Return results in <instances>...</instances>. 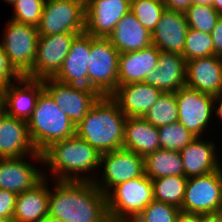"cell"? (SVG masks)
<instances>
[{
	"instance_id": "cell-14",
	"label": "cell",
	"mask_w": 222,
	"mask_h": 222,
	"mask_svg": "<svg viewBox=\"0 0 222 222\" xmlns=\"http://www.w3.org/2000/svg\"><path fill=\"white\" fill-rule=\"evenodd\" d=\"M78 34L81 33L39 36L35 62L25 76L33 79L53 78L61 69L72 41Z\"/></svg>"
},
{
	"instance_id": "cell-47",
	"label": "cell",
	"mask_w": 222,
	"mask_h": 222,
	"mask_svg": "<svg viewBox=\"0 0 222 222\" xmlns=\"http://www.w3.org/2000/svg\"><path fill=\"white\" fill-rule=\"evenodd\" d=\"M6 116H7V115H6L5 110L1 107V108H0V126H1V123H2L3 119H4Z\"/></svg>"
},
{
	"instance_id": "cell-29",
	"label": "cell",
	"mask_w": 222,
	"mask_h": 222,
	"mask_svg": "<svg viewBox=\"0 0 222 222\" xmlns=\"http://www.w3.org/2000/svg\"><path fill=\"white\" fill-rule=\"evenodd\" d=\"M188 178L167 176L152 180L154 200L174 205L181 209Z\"/></svg>"
},
{
	"instance_id": "cell-43",
	"label": "cell",
	"mask_w": 222,
	"mask_h": 222,
	"mask_svg": "<svg viewBox=\"0 0 222 222\" xmlns=\"http://www.w3.org/2000/svg\"><path fill=\"white\" fill-rule=\"evenodd\" d=\"M200 222H222V211L211 214H200Z\"/></svg>"
},
{
	"instance_id": "cell-17",
	"label": "cell",
	"mask_w": 222,
	"mask_h": 222,
	"mask_svg": "<svg viewBox=\"0 0 222 222\" xmlns=\"http://www.w3.org/2000/svg\"><path fill=\"white\" fill-rule=\"evenodd\" d=\"M213 138L204 140L196 137L190 144L180 151L184 166V176L187 178L205 175L221 168L222 164ZM216 143V144H215Z\"/></svg>"
},
{
	"instance_id": "cell-45",
	"label": "cell",
	"mask_w": 222,
	"mask_h": 222,
	"mask_svg": "<svg viewBox=\"0 0 222 222\" xmlns=\"http://www.w3.org/2000/svg\"><path fill=\"white\" fill-rule=\"evenodd\" d=\"M213 0H193V4L212 6Z\"/></svg>"
},
{
	"instance_id": "cell-40",
	"label": "cell",
	"mask_w": 222,
	"mask_h": 222,
	"mask_svg": "<svg viewBox=\"0 0 222 222\" xmlns=\"http://www.w3.org/2000/svg\"><path fill=\"white\" fill-rule=\"evenodd\" d=\"M162 2L167 9L179 12H184L193 4V0H162Z\"/></svg>"
},
{
	"instance_id": "cell-49",
	"label": "cell",
	"mask_w": 222,
	"mask_h": 222,
	"mask_svg": "<svg viewBox=\"0 0 222 222\" xmlns=\"http://www.w3.org/2000/svg\"><path fill=\"white\" fill-rule=\"evenodd\" d=\"M76 1H79L81 2L84 6H86L90 0H76Z\"/></svg>"
},
{
	"instance_id": "cell-26",
	"label": "cell",
	"mask_w": 222,
	"mask_h": 222,
	"mask_svg": "<svg viewBox=\"0 0 222 222\" xmlns=\"http://www.w3.org/2000/svg\"><path fill=\"white\" fill-rule=\"evenodd\" d=\"M119 53L138 51L152 45V33L129 11L108 36Z\"/></svg>"
},
{
	"instance_id": "cell-18",
	"label": "cell",
	"mask_w": 222,
	"mask_h": 222,
	"mask_svg": "<svg viewBox=\"0 0 222 222\" xmlns=\"http://www.w3.org/2000/svg\"><path fill=\"white\" fill-rule=\"evenodd\" d=\"M188 29L184 12L165 8L152 31V45L160 51L182 55Z\"/></svg>"
},
{
	"instance_id": "cell-11",
	"label": "cell",
	"mask_w": 222,
	"mask_h": 222,
	"mask_svg": "<svg viewBox=\"0 0 222 222\" xmlns=\"http://www.w3.org/2000/svg\"><path fill=\"white\" fill-rule=\"evenodd\" d=\"M39 36L85 32V6L76 0H45Z\"/></svg>"
},
{
	"instance_id": "cell-20",
	"label": "cell",
	"mask_w": 222,
	"mask_h": 222,
	"mask_svg": "<svg viewBox=\"0 0 222 222\" xmlns=\"http://www.w3.org/2000/svg\"><path fill=\"white\" fill-rule=\"evenodd\" d=\"M89 56L90 35L83 32L72 41L61 69L53 78L64 84L88 87Z\"/></svg>"
},
{
	"instance_id": "cell-39",
	"label": "cell",
	"mask_w": 222,
	"mask_h": 222,
	"mask_svg": "<svg viewBox=\"0 0 222 222\" xmlns=\"http://www.w3.org/2000/svg\"><path fill=\"white\" fill-rule=\"evenodd\" d=\"M210 34L214 44V55L222 57V16Z\"/></svg>"
},
{
	"instance_id": "cell-27",
	"label": "cell",
	"mask_w": 222,
	"mask_h": 222,
	"mask_svg": "<svg viewBox=\"0 0 222 222\" xmlns=\"http://www.w3.org/2000/svg\"><path fill=\"white\" fill-rule=\"evenodd\" d=\"M123 149L145 157L160 149L158 128L143 117H127L124 125Z\"/></svg>"
},
{
	"instance_id": "cell-42",
	"label": "cell",
	"mask_w": 222,
	"mask_h": 222,
	"mask_svg": "<svg viewBox=\"0 0 222 222\" xmlns=\"http://www.w3.org/2000/svg\"><path fill=\"white\" fill-rule=\"evenodd\" d=\"M175 222H200V214L180 211L175 219Z\"/></svg>"
},
{
	"instance_id": "cell-4",
	"label": "cell",
	"mask_w": 222,
	"mask_h": 222,
	"mask_svg": "<svg viewBox=\"0 0 222 222\" xmlns=\"http://www.w3.org/2000/svg\"><path fill=\"white\" fill-rule=\"evenodd\" d=\"M27 125L38 152H42L55 141L74 136L76 131L71 119L45 90L40 94Z\"/></svg>"
},
{
	"instance_id": "cell-23",
	"label": "cell",
	"mask_w": 222,
	"mask_h": 222,
	"mask_svg": "<svg viewBox=\"0 0 222 222\" xmlns=\"http://www.w3.org/2000/svg\"><path fill=\"white\" fill-rule=\"evenodd\" d=\"M38 153L30 137L27 121L6 116L0 126V158H16Z\"/></svg>"
},
{
	"instance_id": "cell-30",
	"label": "cell",
	"mask_w": 222,
	"mask_h": 222,
	"mask_svg": "<svg viewBox=\"0 0 222 222\" xmlns=\"http://www.w3.org/2000/svg\"><path fill=\"white\" fill-rule=\"evenodd\" d=\"M143 118L157 128L177 122L178 106L175 93L162 92Z\"/></svg>"
},
{
	"instance_id": "cell-25",
	"label": "cell",
	"mask_w": 222,
	"mask_h": 222,
	"mask_svg": "<svg viewBox=\"0 0 222 222\" xmlns=\"http://www.w3.org/2000/svg\"><path fill=\"white\" fill-rule=\"evenodd\" d=\"M49 178L17 194L12 222H41L48 215Z\"/></svg>"
},
{
	"instance_id": "cell-13",
	"label": "cell",
	"mask_w": 222,
	"mask_h": 222,
	"mask_svg": "<svg viewBox=\"0 0 222 222\" xmlns=\"http://www.w3.org/2000/svg\"><path fill=\"white\" fill-rule=\"evenodd\" d=\"M28 158L34 164L28 162ZM36 163L43 165L41 152L16 158H0V189L21 194L33 188L44 178V168L41 169Z\"/></svg>"
},
{
	"instance_id": "cell-9",
	"label": "cell",
	"mask_w": 222,
	"mask_h": 222,
	"mask_svg": "<svg viewBox=\"0 0 222 222\" xmlns=\"http://www.w3.org/2000/svg\"><path fill=\"white\" fill-rule=\"evenodd\" d=\"M175 96L178 122L195 137L205 138L208 134L204 132L210 130L214 121L213 95L184 86L175 92Z\"/></svg>"
},
{
	"instance_id": "cell-2",
	"label": "cell",
	"mask_w": 222,
	"mask_h": 222,
	"mask_svg": "<svg viewBox=\"0 0 222 222\" xmlns=\"http://www.w3.org/2000/svg\"><path fill=\"white\" fill-rule=\"evenodd\" d=\"M41 154L47 168L44 177L53 175L51 180L93 182L98 176L101 154L76 134L53 142Z\"/></svg>"
},
{
	"instance_id": "cell-33",
	"label": "cell",
	"mask_w": 222,
	"mask_h": 222,
	"mask_svg": "<svg viewBox=\"0 0 222 222\" xmlns=\"http://www.w3.org/2000/svg\"><path fill=\"white\" fill-rule=\"evenodd\" d=\"M189 28L210 34L220 14L212 6L192 4L184 11Z\"/></svg>"
},
{
	"instance_id": "cell-36",
	"label": "cell",
	"mask_w": 222,
	"mask_h": 222,
	"mask_svg": "<svg viewBox=\"0 0 222 222\" xmlns=\"http://www.w3.org/2000/svg\"><path fill=\"white\" fill-rule=\"evenodd\" d=\"M179 212L174 205L153 200L132 222H175Z\"/></svg>"
},
{
	"instance_id": "cell-6",
	"label": "cell",
	"mask_w": 222,
	"mask_h": 222,
	"mask_svg": "<svg viewBox=\"0 0 222 222\" xmlns=\"http://www.w3.org/2000/svg\"><path fill=\"white\" fill-rule=\"evenodd\" d=\"M119 51L108 38L90 35L88 87L110 96L118 86Z\"/></svg>"
},
{
	"instance_id": "cell-10",
	"label": "cell",
	"mask_w": 222,
	"mask_h": 222,
	"mask_svg": "<svg viewBox=\"0 0 222 222\" xmlns=\"http://www.w3.org/2000/svg\"><path fill=\"white\" fill-rule=\"evenodd\" d=\"M180 211L201 215L222 211V167L188 178Z\"/></svg>"
},
{
	"instance_id": "cell-41",
	"label": "cell",
	"mask_w": 222,
	"mask_h": 222,
	"mask_svg": "<svg viewBox=\"0 0 222 222\" xmlns=\"http://www.w3.org/2000/svg\"><path fill=\"white\" fill-rule=\"evenodd\" d=\"M213 108H214V121L215 119H220L218 120L219 123L221 121L222 123V92L218 93L216 95H213Z\"/></svg>"
},
{
	"instance_id": "cell-3",
	"label": "cell",
	"mask_w": 222,
	"mask_h": 222,
	"mask_svg": "<svg viewBox=\"0 0 222 222\" xmlns=\"http://www.w3.org/2000/svg\"><path fill=\"white\" fill-rule=\"evenodd\" d=\"M126 118L110 96H101L76 126L75 134L100 154L123 149Z\"/></svg>"
},
{
	"instance_id": "cell-24",
	"label": "cell",
	"mask_w": 222,
	"mask_h": 222,
	"mask_svg": "<svg viewBox=\"0 0 222 222\" xmlns=\"http://www.w3.org/2000/svg\"><path fill=\"white\" fill-rule=\"evenodd\" d=\"M160 50L150 45L138 51L121 53L118 66V86L143 82L156 69Z\"/></svg>"
},
{
	"instance_id": "cell-51",
	"label": "cell",
	"mask_w": 222,
	"mask_h": 222,
	"mask_svg": "<svg viewBox=\"0 0 222 222\" xmlns=\"http://www.w3.org/2000/svg\"><path fill=\"white\" fill-rule=\"evenodd\" d=\"M2 107V104H1V90H0V108Z\"/></svg>"
},
{
	"instance_id": "cell-22",
	"label": "cell",
	"mask_w": 222,
	"mask_h": 222,
	"mask_svg": "<svg viewBox=\"0 0 222 222\" xmlns=\"http://www.w3.org/2000/svg\"><path fill=\"white\" fill-rule=\"evenodd\" d=\"M162 92H176L186 86V60L181 54L160 51L156 69L143 81Z\"/></svg>"
},
{
	"instance_id": "cell-28",
	"label": "cell",
	"mask_w": 222,
	"mask_h": 222,
	"mask_svg": "<svg viewBox=\"0 0 222 222\" xmlns=\"http://www.w3.org/2000/svg\"><path fill=\"white\" fill-rule=\"evenodd\" d=\"M145 175L151 180L167 176H184L179 151L158 149L144 157Z\"/></svg>"
},
{
	"instance_id": "cell-44",
	"label": "cell",
	"mask_w": 222,
	"mask_h": 222,
	"mask_svg": "<svg viewBox=\"0 0 222 222\" xmlns=\"http://www.w3.org/2000/svg\"><path fill=\"white\" fill-rule=\"evenodd\" d=\"M212 7L222 16V0H213Z\"/></svg>"
},
{
	"instance_id": "cell-21",
	"label": "cell",
	"mask_w": 222,
	"mask_h": 222,
	"mask_svg": "<svg viewBox=\"0 0 222 222\" xmlns=\"http://www.w3.org/2000/svg\"><path fill=\"white\" fill-rule=\"evenodd\" d=\"M186 86L202 93L222 92V57L212 55L186 62Z\"/></svg>"
},
{
	"instance_id": "cell-50",
	"label": "cell",
	"mask_w": 222,
	"mask_h": 222,
	"mask_svg": "<svg viewBox=\"0 0 222 222\" xmlns=\"http://www.w3.org/2000/svg\"><path fill=\"white\" fill-rule=\"evenodd\" d=\"M0 222H12V220L0 217Z\"/></svg>"
},
{
	"instance_id": "cell-19",
	"label": "cell",
	"mask_w": 222,
	"mask_h": 222,
	"mask_svg": "<svg viewBox=\"0 0 222 222\" xmlns=\"http://www.w3.org/2000/svg\"><path fill=\"white\" fill-rule=\"evenodd\" d=\"M162 91L144 82L117 86L110 97L127 117H144Z\"/></svg>"
},
{
	"instance_id": "cell-16",
	"label": "cell",
	"mask_w": 222,
	"mask_h": 222,
	"mask_svg": "<svg viewBox=\"0 0 222 222\" xmlns=\"http://www.w3.org/2000/svg\"><path fill=\"white\" fill-rule=\"evenodd\" d=\"M131 10V0H90L85 6V32L108 38L117 23Z\"/></svg>"
},
{
	"instance_id": "cell-48",
	"label": "cell",
	"mask_w": 222,
	"mask_h": 222,
	"mask_svg": "<svg viewBox=\"0 0 222 222\" xmlns=\"http://www.w3.org/2000/svg\"><path fill=\"white\" fill-rule=\"evenodd\" d=\"M3 1V0H2ZM8 5L12 6L17 0H4Z\"/></svg>"
},
{
	"instance_id": "cell-12",
	"label": "cell",
	"mask_w": 222,
	"mask_h": 222,
	"mask_svg": "<svg viewBox=\"0 0 222 222\" xmlns=\"http://www.w3.org/2000/svg\"><path fill=\"white\" fill-rule=\"evenodd\" d=\"M44 90L58 107L77 126L101 95L94 89L80 85L64 84L54 78L42 79Z\"/></svg>"
},
{
	"instance_id": "cell-35",
	"label": "cell",
	"mask_w": 222,
	"mask_h": 222,
	"mask_svg": "<svg viewBox=\"0 0 222 222\" xmlns=\"http://www.w3.org/2000/svg\"><path fill=\"white\" fill-rule=\"evenodd\" d=\"M45 0H17L11 7L12 20L38 27L41 21Z\"/></svg>"
},
{
	"instance_id": "cell-7",
	"label": "cell",
	"mask_w": 222,
	"mask_h": 222,
	"mask_svg": "<svg viewBox=\"0 0 222 222\" xmlns=\"http://www.w3.org/2000/svg\"><path fill=\"white\" fill-rule=\"evenodd\" d=\"M1 36L3 50L14 69L25 76L36 59L38 30L37 27L16 22L12 19L5 24Z\"/></svg>"
},
{
	"instance_id": "cell-31",
	"label": "cell",
	"mask_w": 222,
	"mask_h": 222,
	"mask_svg": "<svg viewBox=\"0 0 222 222\" xmlns=\"http://www.w3.org/2000/svg\"><path fill=\"white\" fill-rule=\"evenodd\" d=\"M214 55V44L211 34L189 28L185 38L182 56L186 62Z\"/></svg>"
},
{
	"instance_id": "cell-34",
	"label": "cell",
	"mask_w": 222,
	"mask_h": 222,
	"mask_svg": "<svg viewBox=\"0 0 222 222\" xmlns=\"http://www.w3.org/2000/svg\"><path fill=\"white\" fill-rule=\"evenodd\" d=\"M162 0H131V12L139 23L151 33L165 10Z\"/></svg>"
},
{
	"instance_id": "cell-5",
	"label": "cell",
	"mask_w": 222,
	"mask_h": 222,
	"mask_svg": "<svg viewBox=\"0 0 222 222\" xmlns=\"http://www.w3.org/2000/svg\"><path fill=\"white\" fill-rule=\"evenodd\" d=\"M153 200L152 180L145 174L120 183L106 194L110 222H132Z\"/></svg>"
},
{
	"instance_id": "cell-32",
	"label": "cell",
	"mask_w": 222,
	"mask_h": 222,
	"mask_svg": "<svg viewBox=\"0 0 222 222\" xmlns=\"http://www.w3.org/2000/svg\"><path fill=\"white\" fill-rule=\"evenodd\" d=\"M158 131L160 148L165 150L180 152L196 138L178 121L161 126Z\"/></svg>"
},
{
	"instance_id": "cell-15",
	"label": "cell",
	"mask_w": 222,
	"mask_h": 222,
	"mask_svg": "<svg viewBox=\"0 0 222 222\" xmlns=\"http://www.w3.org/2000/svg\"><path fill=\"white\" fill-rule=\"evenodd\" d=\"M44 91L42 79L21 76L1 90V104L6 115L28 121Z\"/></svg>"
},
{
	"instance_id": "cell-46",
	"label": "cell",
	"mask_w": 222,
	"mask_h": 222,
	"mask_svg": "<svg viewBox=\"0 0 222 222\" xmlns=\"http://www.w3.org/2000/svg\"><path fill=\"white\" fill-rule=\"evenodd\" d=\"M41 222H64L63 220L47 215Z\"/></svg>"
},
{
	"instance_id": "cell-37",
	"label": "cell",
	"mask_w": 222,
	"mask_h": 222,
	"mask_svg": "<svg viewBox=\"0 0 222 222\" xmlns=\"http://www.w3.org/2000/svg\"><path fill=\"white\" fill-rule=\"evenodd\" d=\"M21 75L14 69L5 54L0 40V90L9 83L19 79Z\"/></svg>"
},
{
	"instance_id": "cell-1",
	"label": "cell",
	"mask_w": 222,
	"mask_h": 222,
	"mask_svg": "<svg viewBox=\"0 0 222 222\" xmlns=\"http://www.w3.org/2000/svg\"><path fill=\"white\" fill-rule=\"evenodd\" d=\"M52 185L49 187V216L64 222H110L106 195L94 182L54 180Z\"/></svg>"
},
{
	"instance_id": "cell-38",
	"label": "cell",
	"mask_w": 222,
	"mask_h": 222,
	"mask_svg": "<svg viewBox=\"0 0 222 222\" xmlns=\"http://www.w3.org/2000/svg\"><path fill=\"white\" fill-rule=\"evenodd\" d=\"M17 194L0 189V217L13 219Z\"/></svg>"
},
{
	"instance_id": "cell-8",
	"label": "cell",
	"mask_w": 222,
	"mask_h": 222,
	"mask_svg": "<svg viewBox=\"0 0 222 222\" xmlns=\"http://www.w3.org/2000/svg\"><path fill=\"white\" fill-rule=\"evenodd\" d=\"M99 171L93 182L106 195L120 183L143 176L144 157L126 149L102 153Z\"/></svg>"
}]
</instances>
